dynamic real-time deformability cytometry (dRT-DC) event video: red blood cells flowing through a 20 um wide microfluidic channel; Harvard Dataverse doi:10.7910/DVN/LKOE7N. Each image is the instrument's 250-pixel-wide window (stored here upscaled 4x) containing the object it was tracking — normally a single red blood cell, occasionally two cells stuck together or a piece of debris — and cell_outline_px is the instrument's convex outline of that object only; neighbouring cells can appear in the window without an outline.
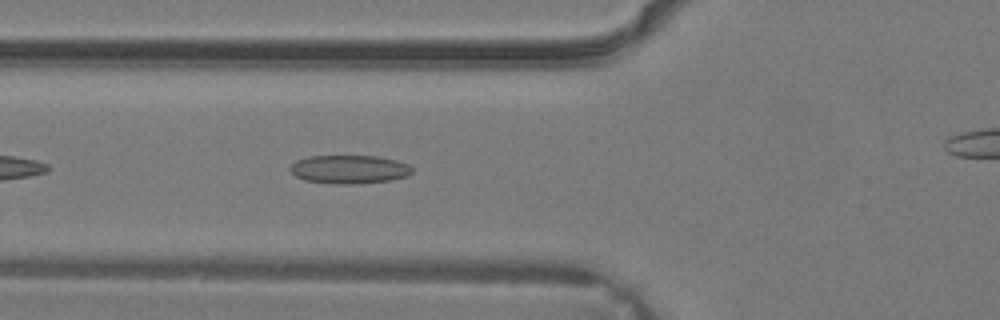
{"species": "common noctule bat (a hibernating species)", "species_latin": "Nyctalus noctula", "temperature_condition": "warm", "stored_images_in_passage": 23, "camera_frame_rate_fps": 3000, "um_per_image_px": 0.085, "animal": {"sex": "male", "body_mass_g": 19.2, "forearm_length_mm": 51.8}, "frame": {"image": 1, "passage_image": 4, "time_ms": 1.0, "image_size_px": [1000, 320], "cell_outline_px": [[412, 172], [408, 176], [388, 180], [352, 184], [332, 184], [304, 180], [296, 176], [288, 168], [296, 160], [308, 156], [376, 156], [396, 160], [408, 164], [412, 168]], "centroid_in_image_um": [29.66, 14.39], "position_along_channel_um": 96.1, "area_um2": 20.23}}
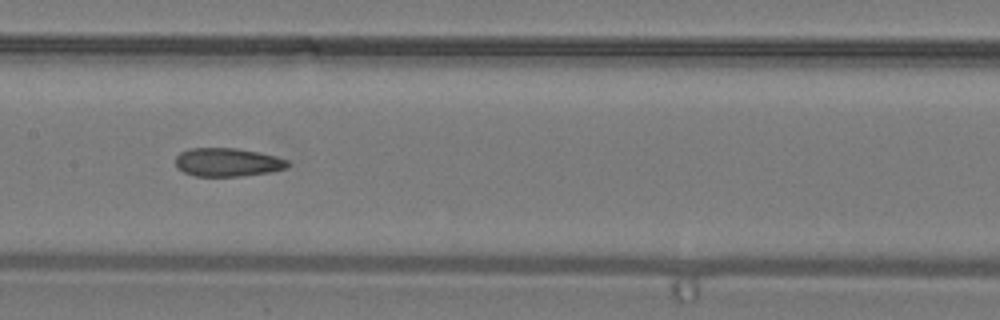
{"frame": {"image": 2, "passage_image": 9, "time_ms": 2.667, "image_size_px": [1000, 320], "cell_outline_px": [[288, 168], [268, 172], [244, 176], [196, 176], [184, 172], [176, 168], [176, 156], [180, 152], [188, 148], [236, 148], [260, 152], [276, 156], [288, 160]], "centroid_in_image_um": [19.33, 13.78], "position_along_channel_um": 188.1, "area_um2": 18.73}}
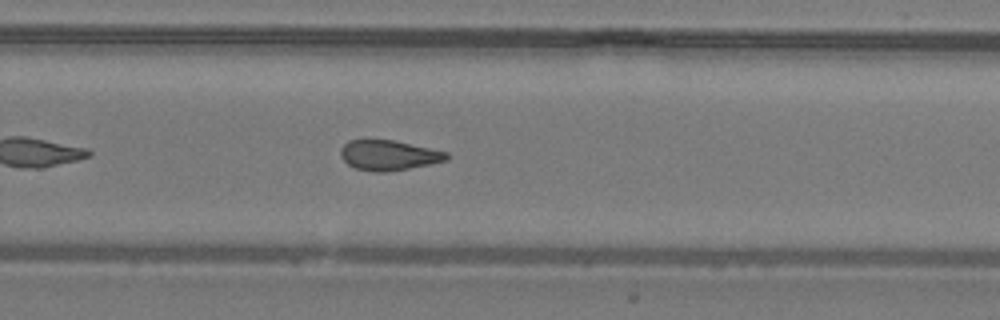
{"frame": {"image": 3, "passage_image": 15, "time_ms": 4.667, "image_size_px": [1000, 320], "cell_outline_px": [[448, 160], [388, 172], [372, 172], [356, 168], [348, 164], [340, 156], [340, 148], [348, 140], [364, 136], [392, 140], [448, 152]], "centroid_in_image_um": [32.95, 13.15], "position_along_channel_um": 296.9, "area_um2": 19.07}}